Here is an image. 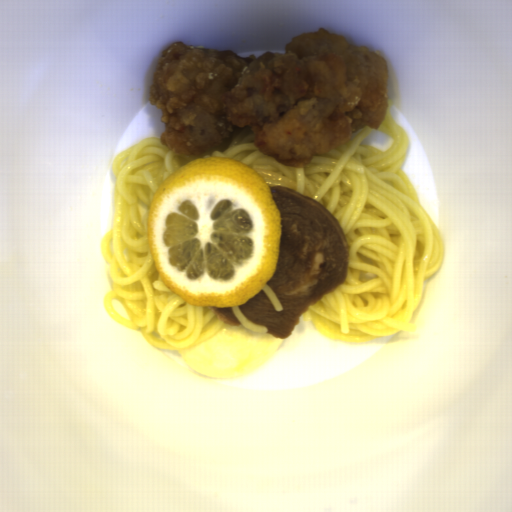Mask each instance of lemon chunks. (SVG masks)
I'll list each match as a JSON object with an SVG mask.
<instances>
[{
	"mask_svg": "<svg viewBox=\"0 0 512 512\" xmlns=\"http://www.w3.org/2000/svg\"><path fill=\"white\" fill-rule=\"evenodd\" d=\"M282 219L271 186L239 160L204 157L154 193L146 239L161 281L203 308L244 305L271 280Z\"/></svg>",
	"mask_w": 512,
	"mask_h": 512,
	"instance_id": "lemon-chunks-1",
	"label": "lemon chunks"
}]
</instances>
